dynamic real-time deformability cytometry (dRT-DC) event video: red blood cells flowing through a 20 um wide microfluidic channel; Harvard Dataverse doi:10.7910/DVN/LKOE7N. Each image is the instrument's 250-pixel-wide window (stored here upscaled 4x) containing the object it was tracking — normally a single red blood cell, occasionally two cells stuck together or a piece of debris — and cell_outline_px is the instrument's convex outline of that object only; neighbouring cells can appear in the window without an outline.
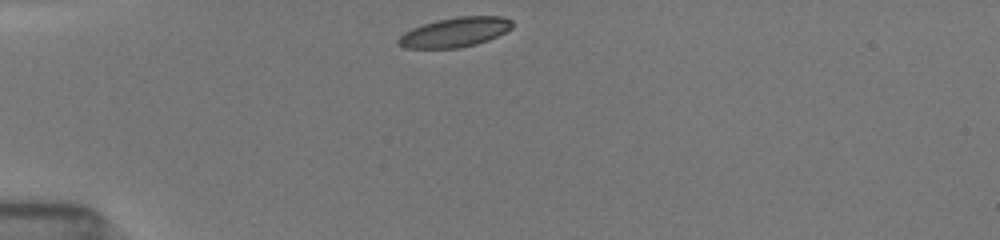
{"species": "common noctule bat (a hibernating species)", "species_latin": "Nyctalus noctula", "temperature_condition": "room temperature", "stored_images_in_passage": 39, "camera_frame_rate_fps": 3000, "um_per_image_px": 0.085, "animal": {"sex": "female", "body_mass_g": 19.5, "forearm_length_mm": 54.1}, "frame": {"image": 1, "passage_image": 1, "time_ms": 0.0, "image_size_px": [1000, 240], "cell_outline_px": [[512, 28], [488, 40], [476, 44], [460, 48], [404, 48], [396, 44], [396, 40], [404, 32], [412, 28], [436, 20], [456, 16], [504, 16], [512, 20]], "centroid_in_image_um": [38.65, 2.74], "position_along_channel_um": 46.4, "area_um2": 19.77}}
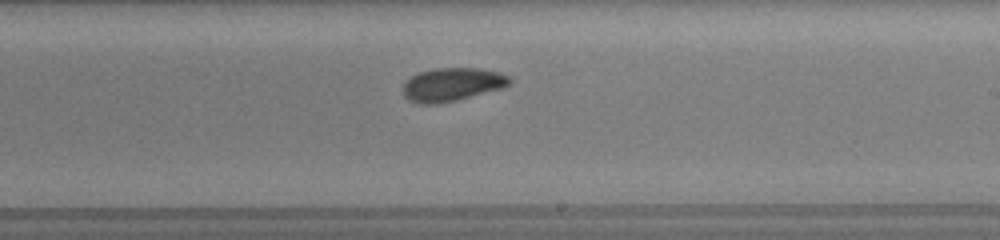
{"frame": {"image": 2, "passage_image": 19, "time_ms": 6.0, "image_size_px": [1000, 240], "cell_outline_px": [[512, 84], [500, 88], [456, 100], [440, 104], [420, 104], [408, 100], [404, 96], [400, 88], [412, 76], [420, 72], [436, 68], [480, 68], [500, 72], [508, 76], [512, 80]], "centroid_in_image_um": [38.41, 7.18], "position_along_channel_um": 250.6, "area_um2": 20.75}}
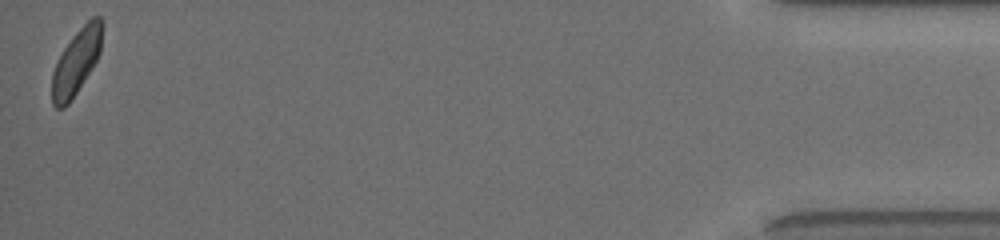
{"frame": {"image": 3, "passage_image": 39, "time_ms": 12.667, "image_size_px": [1000, 240], "cell_outline_px": [[104, 24], [100, 52], [96, 60], [76, 92], [68, 104], [64, 108], [56, 108], [52, 104], [52, 72], [64, 48], [72, 36], [92, 16], [100, 16], [104, 20]], "centroid_in_image_um": [6.51, 5.21], "position_along_channel_um": 428.7, "area_um2": 18.9}, "authors_computed_cell_mechanics": {"area_um2": 20.3456, "velocity_mm_per_s": 3.8961, "shape_relaxation_time_tau1_ms": 3.6274, "shape_relaxation_time_tau2_ms": 5.0722, "deformation_change_tau1": 0.1049, "deformation_change_tau2": 0.0998}}